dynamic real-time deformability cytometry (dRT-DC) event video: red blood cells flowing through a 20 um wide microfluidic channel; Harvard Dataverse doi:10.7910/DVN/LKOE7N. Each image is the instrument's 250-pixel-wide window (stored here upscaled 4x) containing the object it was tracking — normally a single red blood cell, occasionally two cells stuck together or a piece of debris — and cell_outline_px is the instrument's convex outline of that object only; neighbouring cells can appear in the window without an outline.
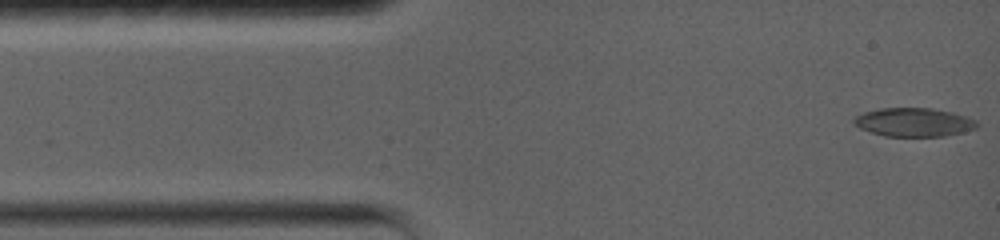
{"species": "common noctule bat (a hibernating species)", "species_latin": "Nyctalus noctula", "temperature_condition": "warm", "stored_images_in_passage": 77, "camera_frame_rate_fps": 5000, "um_per_image_px": 0.085, "animal": {"sex": "female", "body_mass_g": 19.0, "forearm_length_mm": 56.7}, "frame": {"image": 1, "passage_image": 1, "time_ms": 0.0, "image_size_px": [1000, 240], "cell_outline_px": [[976, 128], [964, 132], [944, 136], [884, 136], [860, 128], [852, 124], [852, 120], [856, 116], [864, 112], [880, 108], [932, 108], [952, 112], [976, 120]], "centroid_in_image_um": [77.64, 10.39], "position_along_channel_um": 7.4, "area_um2": 20.46}}
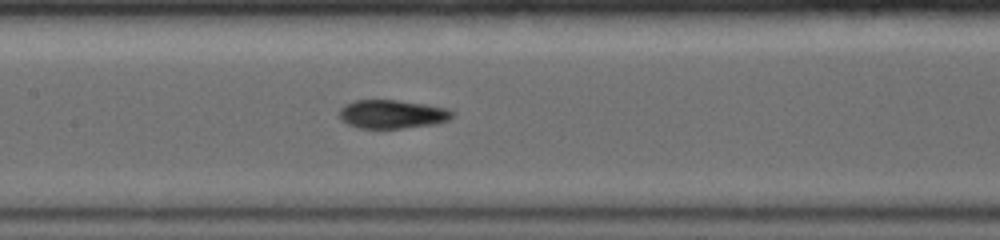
{"frame": {"image": 2, "passage_image": 33, "time_ms": 6.4, "image_size_px": [1000, 240], "cell_outline_px": [[452, 116], [448, 120], [432, 124], [400, 128], [360, 128], [348, 124], [340, 116], [340, 108], [344, 104], [352, 100], [396, 100], [424, 104], [444, 108], [452, 112]], "centroid_in_image_um": [33.28, 9.69], "position_along_channel_um": 174.1, "area_um2": 18.44}}
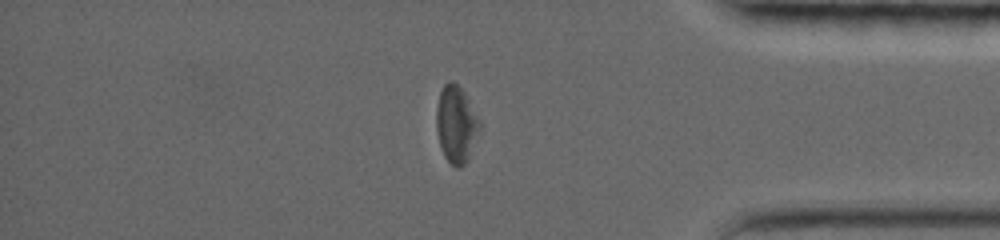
{"frame": {"image": 3, "passage_image": 65, "time_ms": 12.8, "image_size_px": [1000, 240], "cell_outline_px": [[472, 124], [464, 160], [460, 164], [452, 164], [448, 160], [440, 144], [436, 120], [436, 112], [440, 92], [444, 84], [448, 80], [452, 80], [460, 88], [464, 96]], "centroid_in_image_um": [38.52, 10.41], "position_along_channel_um": 396.7, "area_um2": 15.61}}